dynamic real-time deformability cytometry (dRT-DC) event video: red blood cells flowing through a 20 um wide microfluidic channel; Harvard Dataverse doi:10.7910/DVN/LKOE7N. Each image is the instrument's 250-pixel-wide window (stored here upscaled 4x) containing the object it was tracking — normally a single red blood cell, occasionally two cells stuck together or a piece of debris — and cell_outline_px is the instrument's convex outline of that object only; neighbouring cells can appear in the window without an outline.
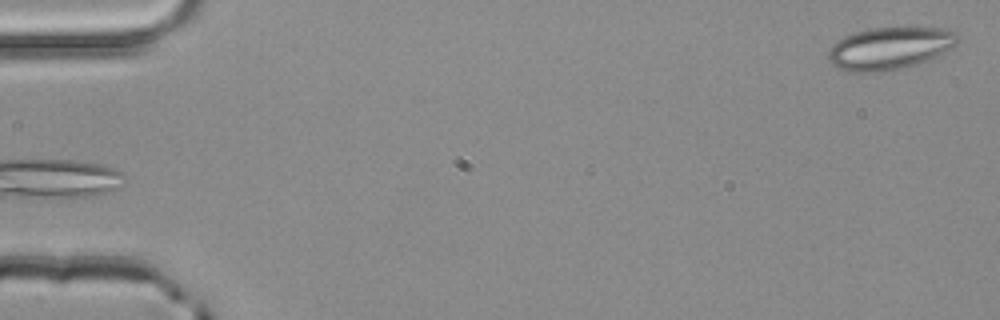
{"species": "common noctule bat (a hibernating species)", "species_latin": "Nyctalus noctula", "temperature_condition": "room temperature", "stored_images_in_passage": 51, "camera_frame_rate_fps": 3000, "um_per_image_px": 0.085, "animal": {"sex": "male", "body_mass_g": 20.4}, "frame": {"image": 1, "passage_image": 1, "time_ms": 0.0, "image_size_px": [1000, 320], "cell_outline_px": [[960, 40], [952, 48], [928, 60], [916, 64], [884, 72], [852, 72], [836, 68], [828, 60], [828, 48], [836, 40], [844, 36], [868, 28], [908, 24], [940, 28], [956, 32], [960, 36]], "centroid_in_image_um": [75.64, 4.05], "position_along_channel_um": 9.4, "area_um2": 33.18}}
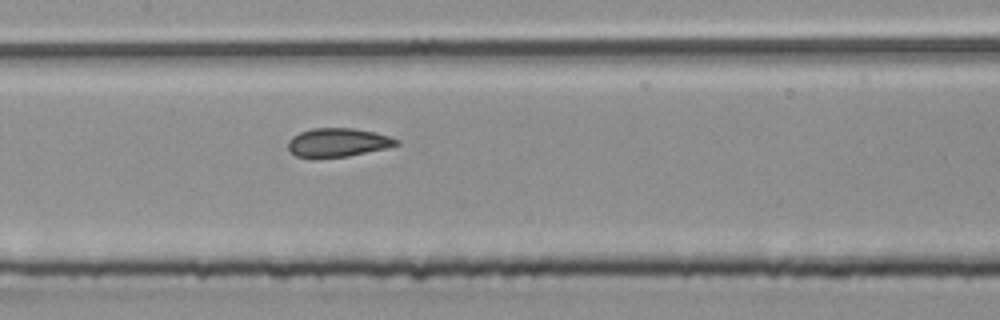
{"frame": {"image": 2, "passage_image": 25, "time_ms": 8.0, "image_size_px": [1000, 320], "cell_outline_px": [[400, 144], [388, 148], [348, 156], [312, 160], [296, 156], [288, 148], [288, 140], [292, 136], [300, 132], [312, 128], [352, 128], [376, 132], [400, 140]], "centroid_in_image_um": [28.7, 12.14], "position_along_channel_um": 178.7, "area_um2": 18.61}}
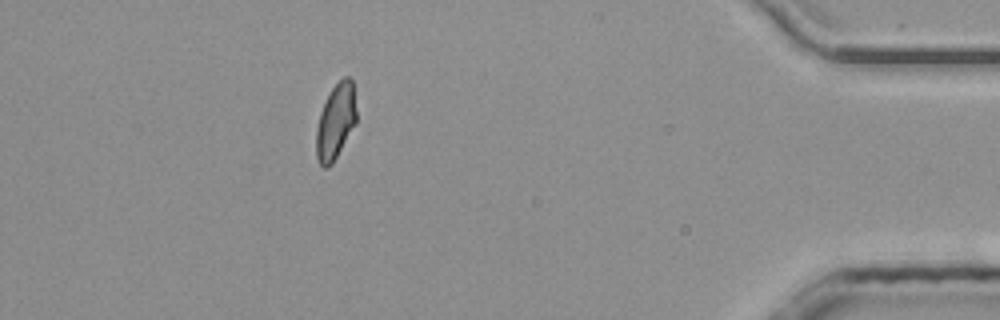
{"frame": {"image": 3, "passage_image": 46, "time_ms": 15.0, "image_size_px": [1000, 320], "cell_outline_px": [[356, 124], [332, 164], [328, 168], [324, 168], [320, 164], [316, 156], [316, 128], [320, 112], [332, 88], [344, 76], [348, 76], [352, 80], [356, 112]], "centroid_in_image_um": [28.52, 10.36], "position_along_channel_um": 406.7, "area_um2": 17.57}, "authors_computed_cell_mechanics": {"area_um2": 18.7272, "velocity_mm_per_s": 4.0161, "shape_relaxation_time_tau1_ms": null, "shape_relaxation_time_tau2_ms": 0.8752, "deformation_change_tau1": null, "deformation_change_tau2": 0.0674}}